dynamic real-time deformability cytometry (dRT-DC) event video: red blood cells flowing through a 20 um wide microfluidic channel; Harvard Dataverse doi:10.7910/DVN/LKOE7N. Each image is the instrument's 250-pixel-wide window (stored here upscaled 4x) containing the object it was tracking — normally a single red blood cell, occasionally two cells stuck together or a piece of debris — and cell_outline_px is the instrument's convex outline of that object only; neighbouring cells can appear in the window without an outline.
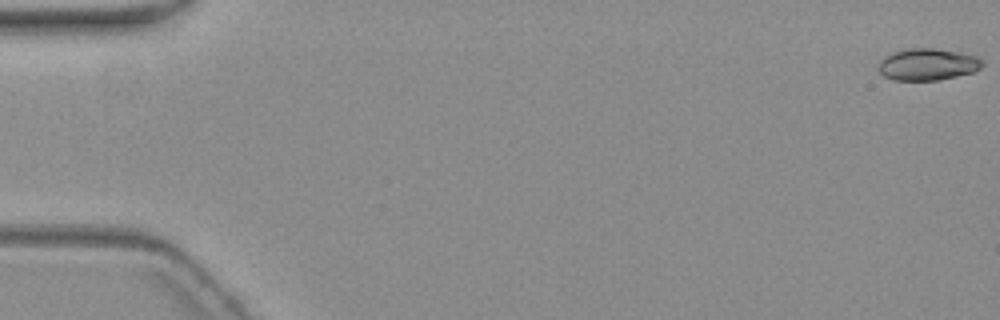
{"species": "common noctule bat (a hibernating species)", "species_latin": "Nyctalus noctula", "temperature_condition": "warm", "stored_images_in_passage": 6, "camera_frame_rate_fps": 3000, "um_per_image_px": 0.085, "animal": {"sex": "female", "body_mass_g": 19.3, "forearm_length_mm": 54.1}, "frame": {"image": 1, "passage_image": 1, "time_ms": 0.0, "image_size_px": [1000, 320], "cell_outline_px": [[984, 64], [980, 68], [972, 72], [940, 80], [892, 80], [884, 76], [880, 72], [880, 60], [884, 56], [892, 52], [908, 48], [932, 48], [960, 52], [976, 56], [984, 60]], "centroid_in_image_um": [78.86, 5.47], "position_along_channel_um": 6.1, "area_um2": 19.31}}